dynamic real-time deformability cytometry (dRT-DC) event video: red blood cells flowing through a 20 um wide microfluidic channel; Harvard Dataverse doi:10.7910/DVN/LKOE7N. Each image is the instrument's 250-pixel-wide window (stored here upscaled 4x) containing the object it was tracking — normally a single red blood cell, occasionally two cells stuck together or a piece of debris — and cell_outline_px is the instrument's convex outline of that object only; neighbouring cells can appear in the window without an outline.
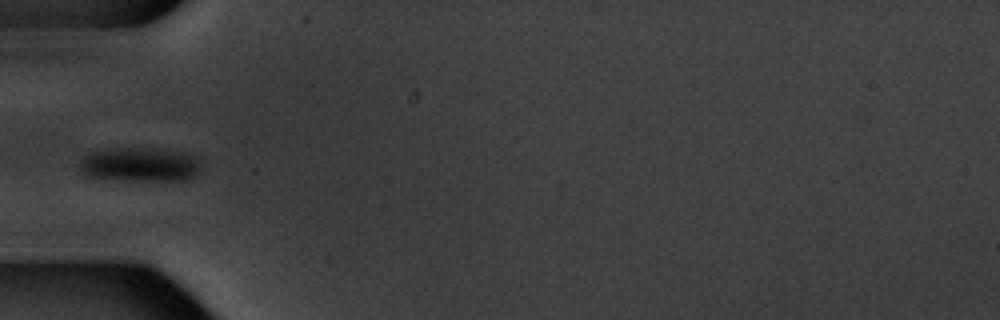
{"species": "common noctule bat (a hibernating species)", "species_latin": "Nyctalus noctula", "temperature_condition": "warm", "stored_images_in_passage": 15, "camera_frame_rate_fps": 3000, "um_per_image_px": 0.085, "animal": {"sex": "male", "body_mass_g": 20.1, "forearm_length_mm": 53.5}, "frame": {"image": 1, "passage_image": 5, "time_ms": 5.667, "image_size_px": [1000, 320], "cell_outline_px": [[200, 164], [196, 176], [184, 180], [128, 180], [88, 176], [80, 172], [80, 160], [84, 156], [92, 152], [116, 148], [156, 148], [180, 152], [196, 156], [200, 160]], "centroid_in_image_um": [11.91, 13.98], "position_along_channel_um": 73.1, "area_um2": 24.04}}
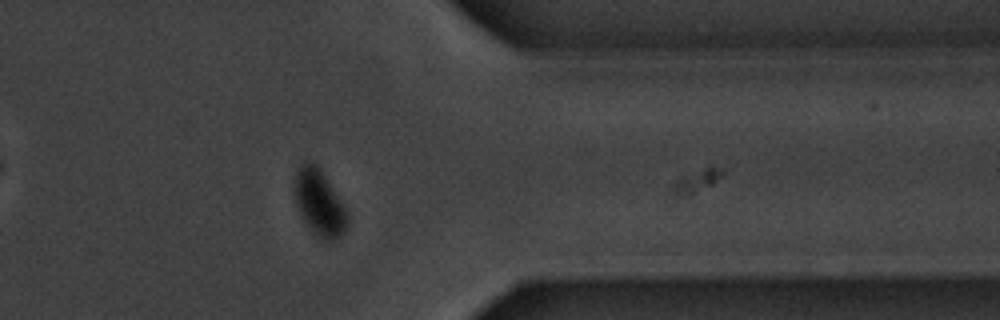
{"frame": {"image": 2, "passage_image": 13, "time_ms": 15.0, "image_size_px": [1000, 320], "cell_outline_px": [[348, 224], [344, 232], [340, 236], [332, 240], [320, 240], [304, 224], [300, 216], [296, 204], [296, 172], [300, 164], [304, 160], [312, 160], [320, 168], [348, 212]], "centroid_in_image_um": [27.14, 17.25], "position_along_channel_um": 384.3, "area_um2": 20.46}}
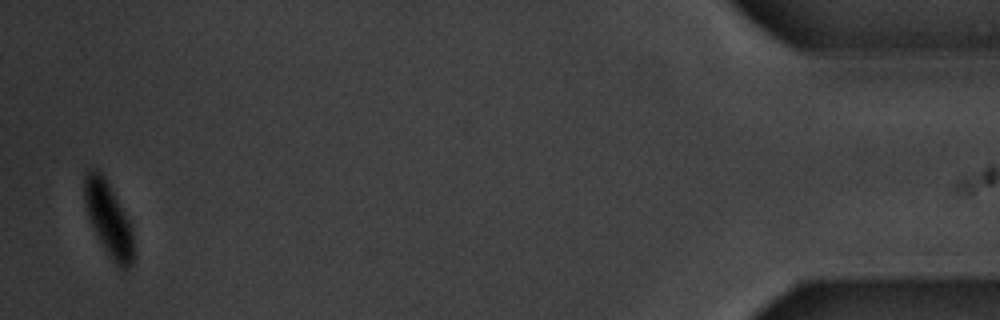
{"frame": {"image": 3, "passage_image": 15, "time_ms": 18.333, "image_size_px": [1000, 320], "cell_outline_px": [[132, 264], [124, 272], [108, 256], [96, 236], [92, 228], [84, 204], [84, 176], [88, 168], [96, 168], [104, 176], [128, 220], [132, 228]], "centroid_in_image_um": [9.18, 18.62], "position_along_channel_um": 426.0, "area_um2": 21.1}, "authors_computed_cell_mechanics": {"area_um2": 24.0448, "velocity_mm_per_s": 3.4306, "shape_relaxation_time_tau1_ms": 1.7703, "shape_relaxation_time_tau2_ms": null, "deformation_change_tau1": 0.0744, "deformation_change_tau2": null}}